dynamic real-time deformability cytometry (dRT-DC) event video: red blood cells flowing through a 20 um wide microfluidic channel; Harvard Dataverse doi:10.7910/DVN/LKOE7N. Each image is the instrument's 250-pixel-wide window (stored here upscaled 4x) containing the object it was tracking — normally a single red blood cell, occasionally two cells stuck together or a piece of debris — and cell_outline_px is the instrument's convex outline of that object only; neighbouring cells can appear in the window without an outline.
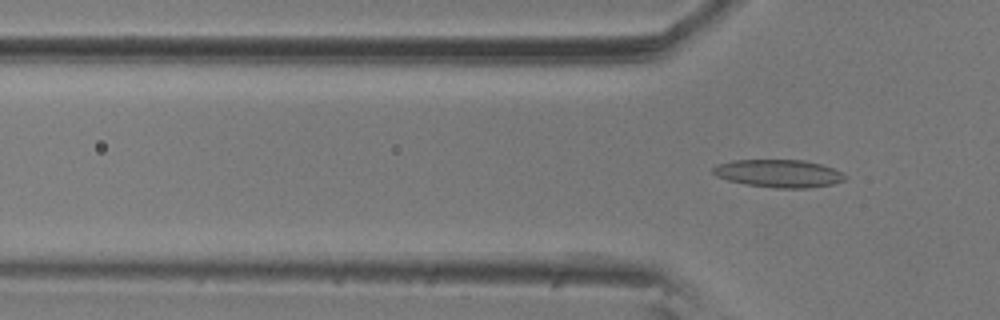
{"species": "common noctule bat (a hibernating species)", "species_latin": "Nyctalus noctula", "temperature_condition": "room temperature", "stored_images_in_passage": 16, "camera_frame_rate_fps": 3000, "um_per_image_px": 0.085, "animal": {"sex": "male", "body_mass_g": 20.5, "forearm_length_mm": 52.5}, "frame": {"image": 1, "passage_image": 16, "time_ms": 5.0, "image_size_px": [1000, 320], "cell_outline_px": [[848, 176], [844, 180], [832, 184], [808, 188], [776, 188], [748, 184], [728, 180], [716, 176], [712, 172], [712, 168], [716, 164], [732, 160], [804, 160], [820, 164], [832, 168]], "centroid_in_image_um": [66.17, 14.74], "position_along_channel_um": 59.6, "area_um2": 21.27}}